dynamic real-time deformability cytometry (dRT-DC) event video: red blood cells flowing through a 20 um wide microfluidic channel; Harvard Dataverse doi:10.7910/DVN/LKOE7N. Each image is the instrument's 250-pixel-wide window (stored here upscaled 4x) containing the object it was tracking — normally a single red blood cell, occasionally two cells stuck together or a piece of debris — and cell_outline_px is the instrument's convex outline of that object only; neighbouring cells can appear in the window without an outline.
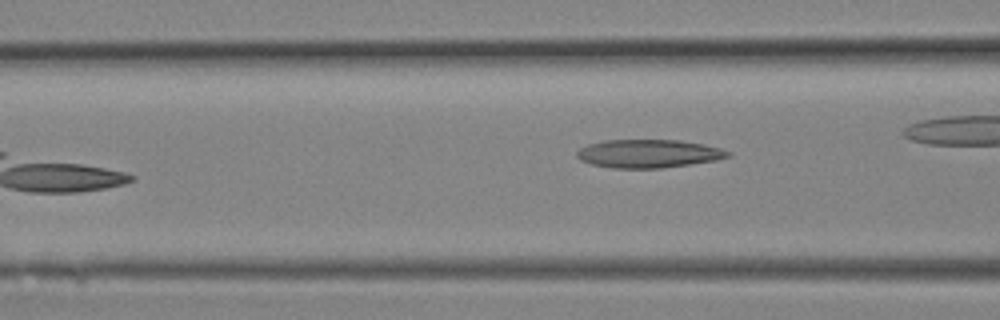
{"species": "Egyptian fruit bat (a non-hibernating species)", "species_latin": "Rousettus aegyptiacus", "temperature_condition": "room temperature", "stored_images_in_passage": 10, "camera_frame_rate_fps": 3000, "um_per_image_px": 0.085, "animal": {"sex": "female"}, "frame": {"image": 1, "passage_image": 10, "time_ms": 3.0, "image_size_px": [1000, 320], "cell_outline_px": [[732, 156], [716, 160], [664, 168], [612, 168], [592, 164], [580, 160], [576, 156], [576, 152], [580, 148], [588, 144], [604, 140], [680, 140], [704, 144], [720, 148], [732, 152]], "centroid_in_image_um": [55.14, 13.06], "position_along_channel_um": 111.5, "area_um2": 25.03}}